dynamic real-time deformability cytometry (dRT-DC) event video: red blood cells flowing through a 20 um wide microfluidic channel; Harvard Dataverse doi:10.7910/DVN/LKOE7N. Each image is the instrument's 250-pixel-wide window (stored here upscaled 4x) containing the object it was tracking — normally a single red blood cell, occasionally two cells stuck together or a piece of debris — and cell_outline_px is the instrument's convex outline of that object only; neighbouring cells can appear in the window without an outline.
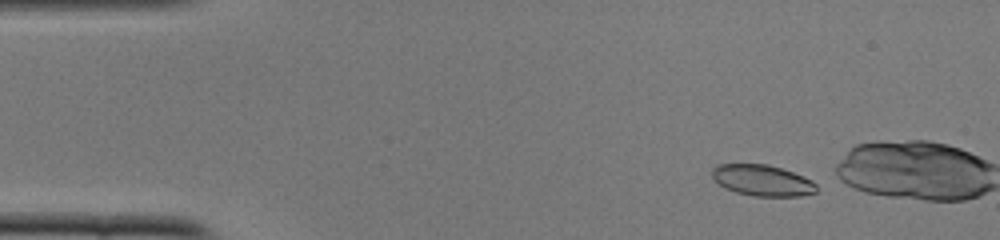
{"species": "common noctule bat (a hibernating species)", "species_latin": "Nyctalus noctula", "temperature_condition": "cold", "stored_images_in_passage": 8, "camera_frame_rate_fps": 3000, "um_per_image_px": 0.085, "animal": {"sex": "female", "body_mass_g": 22.0, "forearm_length_mm": 56.7}, "frame": {"image": 1, "passage_image": 1, "time_ms": 0.0, "image_size_px": [1000, 240], "cell_outline_px": [[816, 192], [800, 196], [752, 196], [736, 192], [724, 188], [712, 176], [712, 168], [716, 164], [768, 164], [792, 172], [812, 180], [816, 184]], "centroid_in_image_um": [64.78, 15.33], "position_along_channel_um": 20.2, "area_um2": 18.84}}